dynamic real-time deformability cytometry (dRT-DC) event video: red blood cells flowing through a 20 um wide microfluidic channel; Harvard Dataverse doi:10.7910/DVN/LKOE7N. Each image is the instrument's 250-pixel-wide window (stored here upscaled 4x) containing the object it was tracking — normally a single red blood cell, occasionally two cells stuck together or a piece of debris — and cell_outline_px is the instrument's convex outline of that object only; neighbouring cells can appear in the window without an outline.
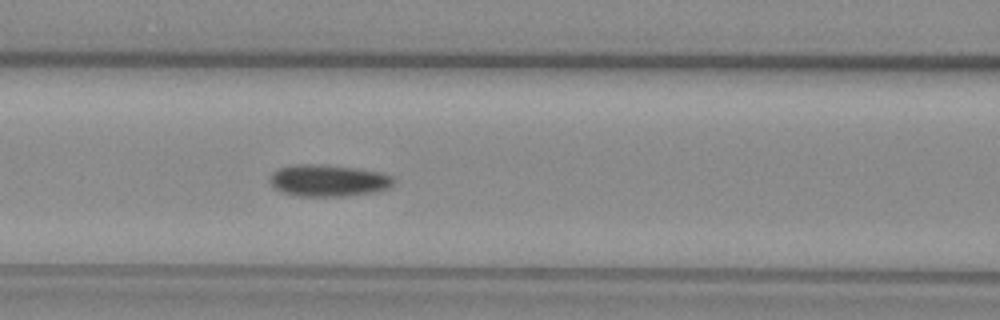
{"species": "common noctule bat (a hibernating species)", "species_latin": "Nyctalus noctula", "temperature_condition": "warm", "stored_images_in_passage": 51, "camera_frame_rate_fps": 3000, "um_per_image_px": 0.085, "animal": {"sex": "female", "body_mass_g": 29.2, "forearm_length_mm": 56.3}, "frame": {"image": 1, "passage_image": 22, "time_ms": 7.0, "image_size_px": [1000, 320], "cell_outline_px": [[396, 180], [388, 188], [372, 192], [344, 196], [300, 196], [280, 192], [272, 188], [268, 180], [272, 172], [276, 168], [296, 164], [316, 164], [356, 168], [380, 172], [392, 176]], "centroid_in_image_um": [27.83, 15.34], "position_along_channel_um": 138.8, "area_um2": 23.12}}
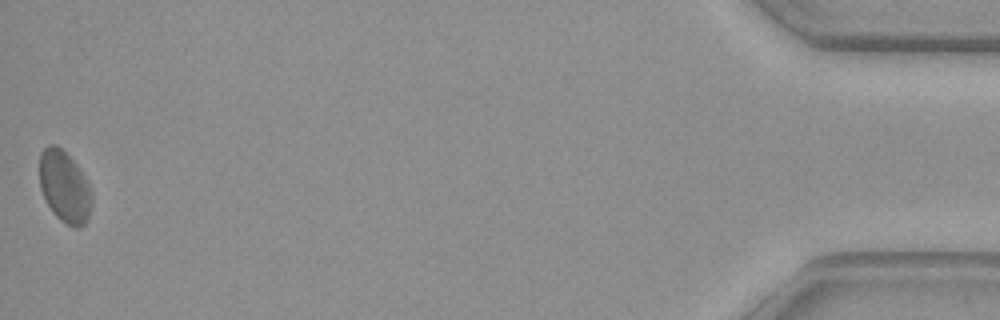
{"frame": {"image": 2, "passage_image": 51, "time_ms": 16.667, "image_size_px": [1000, 320], "cell_outline_px": [[92, 204], [88, 220], [80, 228], [76, 228], [60, 220], [52, 212], [40, 188], [40, 152], [48, 144], [56, 144], [76, 164], [84, 176], [92, 192]], "centroid_in_image_um": [5.49, 15.89], "position_along_channel_um": 429.7, "area_um2": 21.79}, "authors_computed_cell_mechanics": {"area_um2": 21.8484, "velocity_mm_per_s": 4.0131, "shape_relaxation_time_tau1_ms": null, "shape_relaxation_time_tau2_ms": 2.3582, "deformation_change_tau1": null, "deformation_change_tau2": 0.0668}}